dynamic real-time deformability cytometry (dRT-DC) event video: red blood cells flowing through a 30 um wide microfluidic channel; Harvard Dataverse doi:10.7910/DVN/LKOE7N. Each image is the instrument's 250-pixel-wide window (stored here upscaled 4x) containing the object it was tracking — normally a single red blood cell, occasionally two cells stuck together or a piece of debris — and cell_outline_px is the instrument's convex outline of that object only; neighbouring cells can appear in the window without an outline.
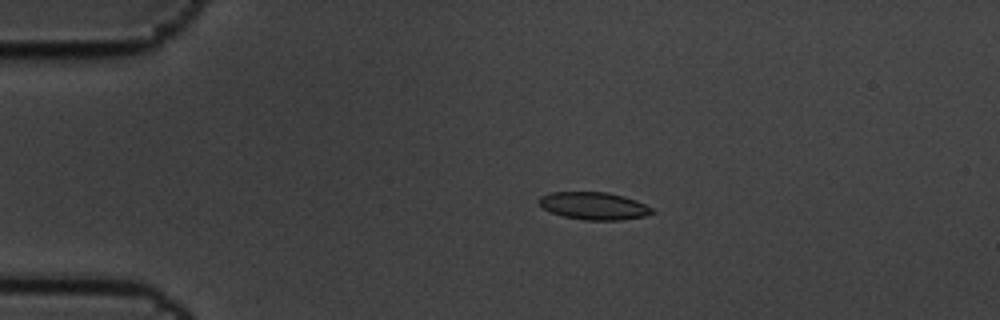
{"species": "common noctule bat (a hibernating species)", "species_latin": "Nyctalus noctula", "temperature_condition": "cold", "stored_images_in_passage": 15, "camera_frame_rate_fps": 3000, "um_per_image_px": 0.085, "animal": {"sex": "male", "body_mass_g": 19.5, "forearm_length_mm": 54.6}, "frame": {"image": 1, "passage_image": 3, "time_ms": 0.667, "image_size_px": [1000, 320], "cell_outline_px": [[656, 212], [644, 216], [620, 220], [584, 220], [564, 216], [552, 212], [544, 208], [536, 200], [540, 196], [552, 192], [608, 192], [624, 196], [636, 200], [652, 208]], "centroid_in_image_um": [50.49, 17.49], "position_along_channel_um": 34.5, "area_um2": 18.09}}
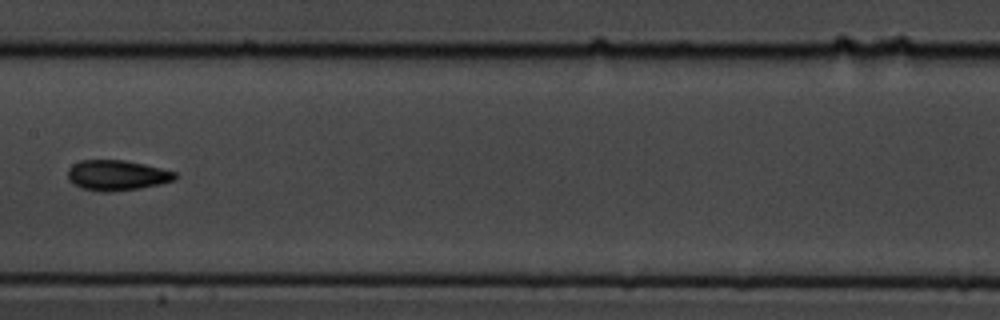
{"frame": {"image": 2, "passage_image": 8, "time_ms": 2.333, "image_size_px": [1000, 320], "cell_outline_px": [[176, 176], [172, 180], [160, 184], [140, 188], [108, 192], [100, 192], [84, 188], [72, 184], [68, 180], [68, 168], [72, 164], [80, 160], [124, 160], [144, 164], [176, 172]], "centroid_in_image_um": [9.89, 14.89], "position_along_channel_um": 197.5, "area_um2": 18.9}}
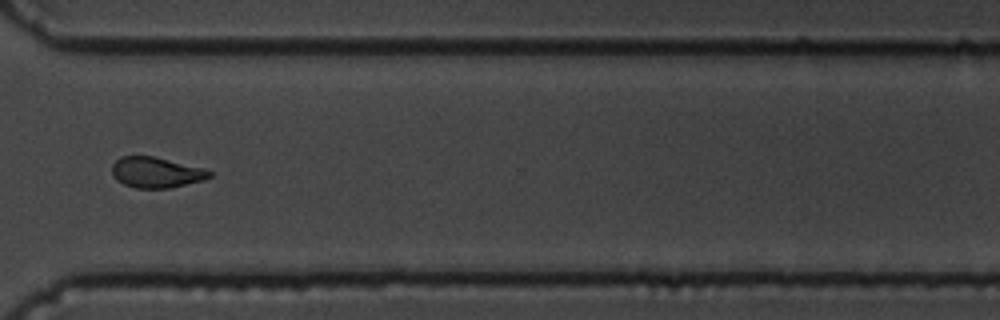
{"frame": {"image": 3, "passage_image": 12, "time_ms": 3.667, "image_size_px": [1000, 320], "cell_outline_px": [[212, 176], [204, 180], [168, 188], [136, 188], [124, 184], [116, 180], [112, 176], [112, 164], [120, 156], [152, 156], [204, 168], [212, 172]], "centroid_in_image_um": [13.25, 14.65], "position_along_channel_um": 357.3, "area_um2": 17.4}}